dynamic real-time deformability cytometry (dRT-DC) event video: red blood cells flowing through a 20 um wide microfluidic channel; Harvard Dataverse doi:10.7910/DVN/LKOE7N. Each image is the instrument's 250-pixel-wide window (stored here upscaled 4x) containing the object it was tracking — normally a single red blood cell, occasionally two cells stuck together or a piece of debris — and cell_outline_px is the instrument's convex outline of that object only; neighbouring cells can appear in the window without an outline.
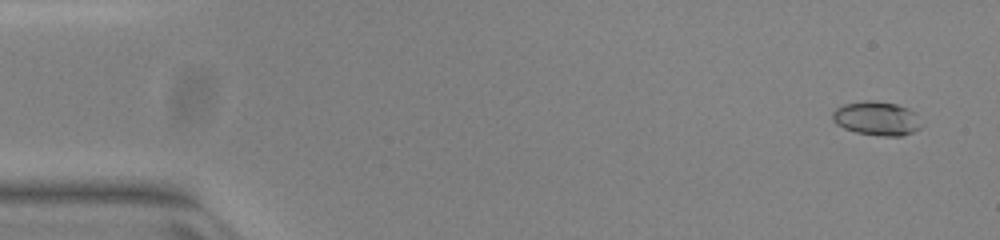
{"species": "common noctule bat (a hibernating species)", "species_latin": "Nyctalus noctula", "temperature_condition": "warm", "stored_images_in_passage": 51, "camera_frame_rate_fps": 3000, "um_per_image_px": 0.085, "animal": {"sex": "female", "body_mass_g": 23.0, "forearm_length_mm": 53.4}, "frame": {"image": 1, "passage_image": 2, "time_ms": 0.333, "image_size_px": [1000, 240], "cell_outline_px": [[920, 128], [912, 132], [900, 136], [884, 136], [856, 132], [844, 128], [836, 124], [832, 120], [832, 112], [836, 108], [844, 104], [868, 100], [872, 100], [896, 104], [908, 108], [912, 112]], "centroid_in_image_um": [74.44, 10.06], "position_along_channel_um": 10.6, "area_um2": 17.17}}
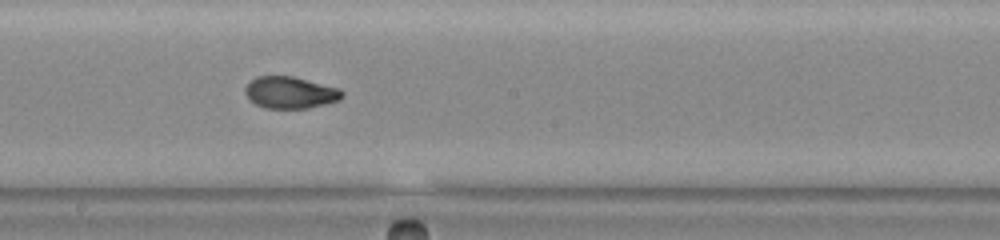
{"frame": {"image": 2, "passage_image": 28, "time_ms": 9.0, "image_size_px": [1000, 240], "cell_outline_px": [[344, 96], [340, 100], [308, 108], [264, 108], [248, 100], [244, 92], [244, 88], [256, 76], [292, 76], [340, 88], [344, 92]], "centroid_in_image_um": [24.67, 7.87], "position_along_channel_um": 223.5, "area_um2": 18.09}}
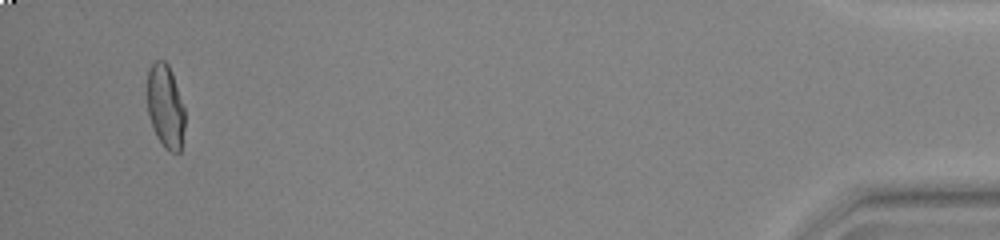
{"frame": {"image": 3, "passage_image": 49, "time_ms": 16.0, "image_size_px": [1000, 240], "cell_outline_px": [[184, 128], [180, 152], [168, 152], [164, 148], [156, 136], [148, 112], [148, 72], [152, 64], [156, 60], [164, 60], [168, 64], [172, 72], [184, 108]], "centroid_in_image_um": [14.07, 9.06], "position_along_channel_um": 421.1, "area_um2": 18.15}, "authors_computed_cell_mechanics": {"area_um2": 18.0914, "velocity_mm_per_s": 3.9932, "shape_relaxation_time_tau1_ms": 7.2997, "shape_relaxation_time_tau2_ms": 1.1832, "deformation_change_tau1": 0.224, "deformation_change_tau2": 0.0551}}